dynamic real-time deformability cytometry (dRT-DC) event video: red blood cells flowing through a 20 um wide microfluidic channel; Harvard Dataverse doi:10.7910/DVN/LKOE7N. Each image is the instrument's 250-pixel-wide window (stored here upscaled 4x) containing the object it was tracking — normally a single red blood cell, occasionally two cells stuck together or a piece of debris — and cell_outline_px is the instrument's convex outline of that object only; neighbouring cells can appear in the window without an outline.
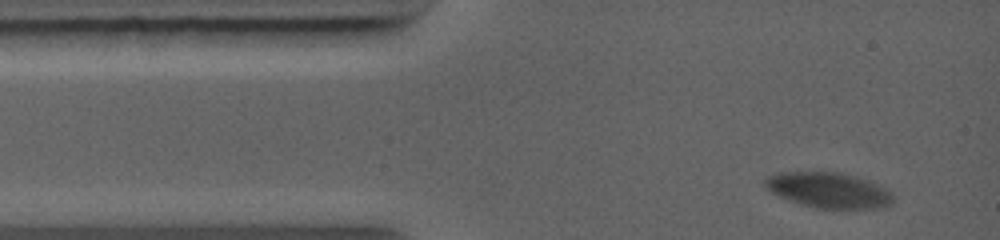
{"species": "common noctule bat (a hibernating species)", "species_latin": "Nyctalus noctula", "temperature_condition": "warm", "stored_images_in_passage": 33, "camera_frame_rate_fps": 5000, "um_per_image_px": 0.085, "animal": {"sex": "female", "body_mass_g": 19.0, "forearm_length_mm": 56.7}, "frame": {"image": 1, "passage_image": 3, "time_ms": 0.6, "image_size_px": [1000, 240], "cell_outline_px": [[892, 204], [884, 208], [816, 208], [800, 204], [788, 200], [772, 192], [764, 184], [764, 180], [768, 176], [780, 172], [840, 172], [868, 180], [892, 192]], "centroid_in_image_um": [70.44, 16.16], "position_along_channel_um": 14.6, "area_um2": 26.3}}
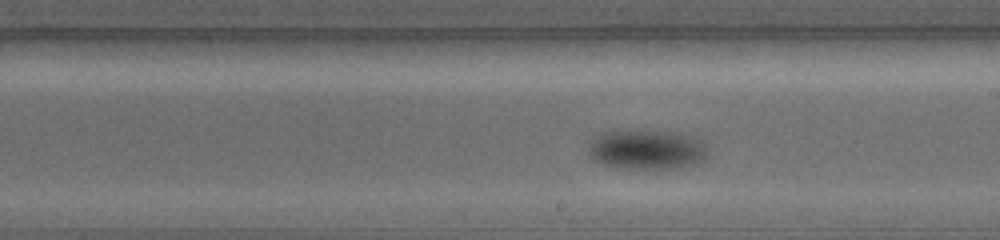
{"frame": {"image": 2, "passage_image": 21, "time_ms": 6.8, "image_size_px": [1000, 240], "cell_outline_px": [[704, 156], [696, 164], [676, 168], [616, 168], [592, 160], [588, 152], [588, 144], [600, 132], [680, 132], [692, 136], [700, 140], [704, 144]], "centroid_in_image_um": [54.91, 12.73], "position_along_channel_um": 234.1, "area_um2": 27.05}}
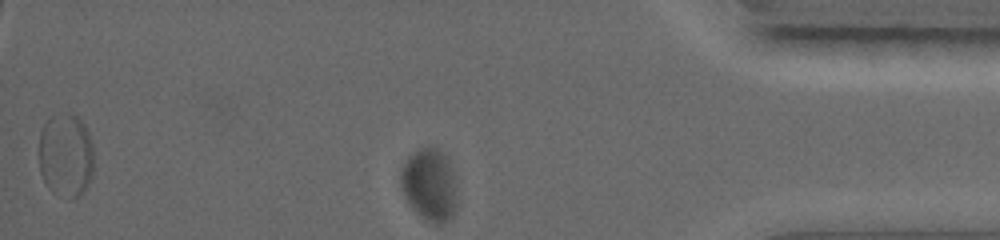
{"frame": {"image": 3, "passage_image": 33, "time_ms": 11.2, "image_size_px": [1000, 240], "cell_outline_px": [[456, 208], [452, 216], [448, 220], [440, 224], [436, 224], [428, 220], [416, 212], [412, 208], [400, 188], [400, 172], [408, 156], [412, 152], [420, 148], [436, 148], [448, 156], [456, 176]], "centroid_in_image_um": [36.53, 15.68], "position_along_channel_um": 398.7, "area_um2": 24.04}}